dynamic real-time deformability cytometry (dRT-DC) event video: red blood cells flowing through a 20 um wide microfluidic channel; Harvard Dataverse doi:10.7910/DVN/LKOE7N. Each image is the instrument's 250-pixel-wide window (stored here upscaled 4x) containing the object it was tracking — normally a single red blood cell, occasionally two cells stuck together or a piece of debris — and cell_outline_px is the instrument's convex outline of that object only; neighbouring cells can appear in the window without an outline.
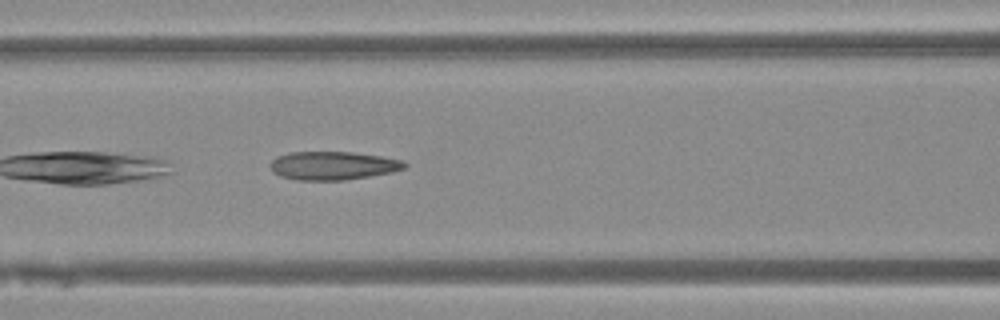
{"species": "Egyptian fruit bat (a non-hibernating species)", "species_latin": "Rousettus aegyptiacus", "temperature_condition": "warm", "stored_images_in_passage": 37, "camera_frame_rate_fps": 3000, "um_per_image_px": 0.085, "animal": {"sex": "female"}, "frame": {"image": 1, "passage_image": 15, "time_ms": 4.667, "image_size_px": [1000, 320], "cell_outline_px": [[408, 164], [404, 168], [392, 172], [344, 180], [296, 180], [280, 176], [272, 172], [272, 160], [276, 156], [288, 152], [352, 152], [380, 156], [400, 160]], "centroid_in_image_um": [28.27, 14.07], "position_along_channel_um": 138.3, "area_um2": 22.08}}
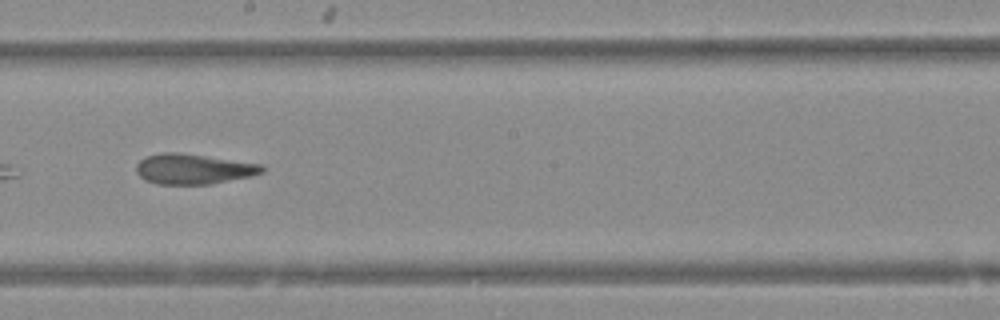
{"frame": {"image": 2, "passage_image": 22, "time_ms": 7.0, "image_size_px": [1000, 320], "cell_outline_px": [[264, 172], [252, 176], [212, 184], [156, 184], [144, 180], [136, 172], [136, 164], [140, 160], [148, 156], [164, 152], [180, 152], [264, 164]], "centroid_in_image_um": [16.47, 14.36], "position_along_channel_um": 231.7, "area_um2": 22.43}}
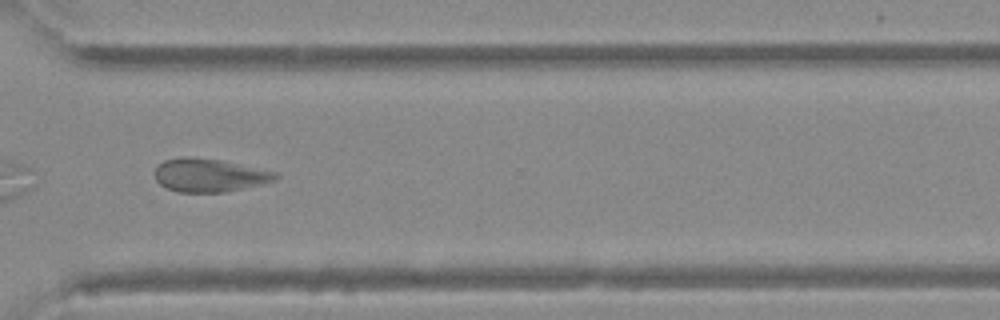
{"frame": {"image": 3, "passage_image": 31, "time_ms": 10.0, "image_size_px": [1000, 320], "cell_outline_px": [[280, 176], [276, 180], [260, 184], [224, 192], [176, 192], [160, 184], [156, 180], [156, 168], [164, 160], [180, 156], [188, 156], [220, 160], [276, 172]], "centroid_in_image_um": [17.78, 14.89], "position_along_channel_um": 352.8, "area_um2": 23.18}}